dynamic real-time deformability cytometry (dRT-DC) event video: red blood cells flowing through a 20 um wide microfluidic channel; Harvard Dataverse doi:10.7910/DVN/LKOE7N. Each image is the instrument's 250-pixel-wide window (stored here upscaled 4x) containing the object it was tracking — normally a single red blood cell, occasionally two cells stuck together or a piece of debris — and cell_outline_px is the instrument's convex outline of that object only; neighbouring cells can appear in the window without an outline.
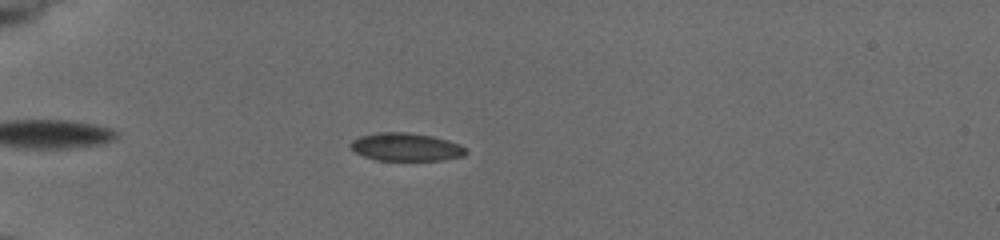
{"species": "common noctule bat (a hibernating species)", "species_latin": "Nyctalus noctula", "temperature_condition": "cold", "stored_images_in_passage": 54, "camera_frame_rate_fps": 3000, "um_per_image_px": 0.085, "animal": {"sex": "female", "body_mass_g": 19.5, "forearm_length_mm": 54.1}, "frame": {"image": 1, "passage_image": 18, "time_ms": 5.667, "image_size_px": [1000, 240], "cell_outline_px": [[468, 152], [464, 156], [444, 160], [376, 160], [364, 156], [356, 152], [348, 144], [352, 140], [360, 136], [376, 132], [408, 132], [432, 136], [448, 140], [460, 144]], "centroid_in_image_um": [34.51, 12.49], "position_along_channel_um": 50.5, "area_um2": 18.9}}
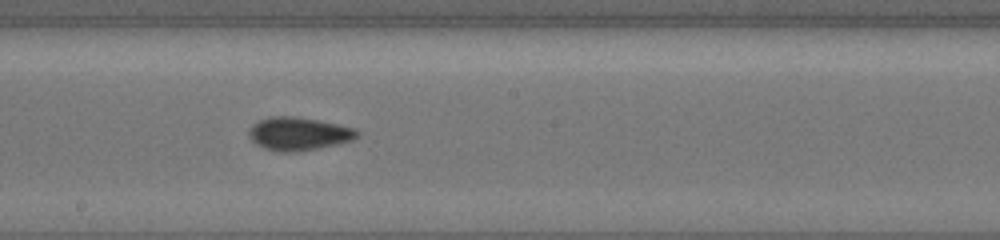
{"frame": {"image": 2, "passage_image": 34, "time_ms": 11.0, "image_size_px": [1000, 240], "cell_outline_px": [[360, 132], [352, 140], [336, 144], [296, 152], [280, 152], [264, 148], [256, 144], [248, 136], [248, 132], [252, 124], [268, 116], [292, 116], [316, 120], [356, 128]], "centroid_in_image_um": [25.34, 11.37], "position_along_channel_um": 222.9, "area_um2": 20.75}}
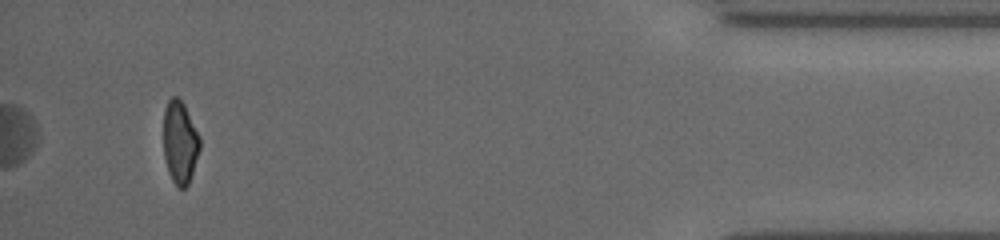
{"frame": {"image": 3, "passage_image": 54, "time_ms": 17.667, "image_size_px": [1000, 240], "cell_outline_px": [[200, 148], [188, 184], [184, 188], [180, 188], [172, 180], [168, 172], [164, 156], [164, 108], [168, 100], [172, 96], [176, 96], [184, 104], [200, 136]], "centroid_in_image_um": [15.29, 12.07], "position_along_channel_um": 419.9, "area_um2": 17.4}, "authors_computed_cell_mechanics": {"area_um2": 19.1318, "velocity_mm_per_s": 3.788, "shape_relaxation_time_tau1_ms": 4.8036, "shape_relaxation_time_tau2_ms": 1.6781, "deformation_change_tau1": 0.119, "deformation_change_tau2": 0.0592}}